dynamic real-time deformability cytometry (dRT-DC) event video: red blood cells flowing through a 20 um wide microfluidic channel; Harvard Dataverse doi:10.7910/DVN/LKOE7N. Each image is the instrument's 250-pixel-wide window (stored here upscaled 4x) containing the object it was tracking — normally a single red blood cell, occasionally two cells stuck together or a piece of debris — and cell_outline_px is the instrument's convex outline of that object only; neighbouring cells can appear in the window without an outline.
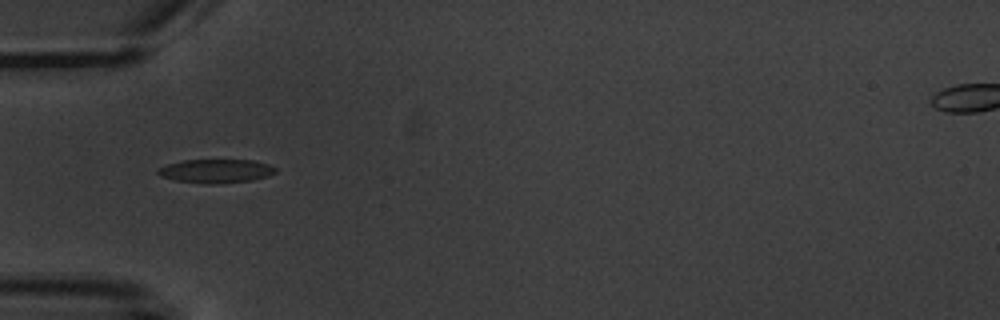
{"species": "common noctule bat (a hibernating species)", "species_latin": "Nyctalus noctula", "temperature_condition": "warm", "stored_images_in_passage": 5, "camera_frame_rate_fps": 3000, "um_per_image_px": 0.085, "animal": {"sex": "male", "body_mass_g": 20.1, "forearm_length_mm": 53.5}, "frame": {"image": 1, "passage_image": 5, "time_ms": 4.667, "image_size_px": [1000, 320], "cell_outline_px": [[276, 172], [268, 176], [252, 180], [216, 184], [204, 184], [176, 180], [160, 176], [156, 172], [160, 168], [168, 164], [184, 160], [256, 160], [268, 164], [276, 168]], "centroid_in_image_um": [18.38, 14.54], "position_along_channel_um": 66.6, "area_um2": 16.24}}